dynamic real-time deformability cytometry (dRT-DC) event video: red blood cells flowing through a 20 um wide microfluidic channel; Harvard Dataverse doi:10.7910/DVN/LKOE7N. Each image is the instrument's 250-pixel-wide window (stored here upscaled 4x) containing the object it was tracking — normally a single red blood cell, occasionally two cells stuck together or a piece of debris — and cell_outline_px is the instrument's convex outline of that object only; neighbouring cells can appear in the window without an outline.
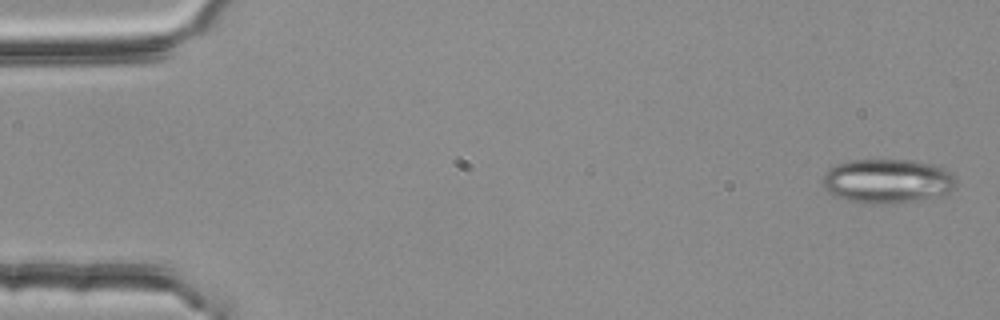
{"species": "common noctule bat (a hibernating species)", "species_latin": "Nyctalus noctula", "temperature_condition": "room temperature", "stored_images_in_passage": 54, "camera_frame_rate_fps": 3000, "um_per_image_px": 0.085, "animal": {"sex": "female", "body_mass_g": 25.1}, "frame": {"image": 1, "passage_image": 2, "time_ms": 0.333, "image_size_px": [1000, 320], "cell_outline_px": [[956, 184], [948, 192], [936, 196], [912, 200], [884, 204], [868, 204], [848, 200], [836, 196], [828, 192], [824, 188], [824, 172], [828, 168], [836, 164], [848, 160], [912, 160], [932, 164], [944, 168], [956, 176]], "centroid_in_image_um": [75.4, 15.37], "position_along_channel_um": 9.6, "area_um2": 34.28}}
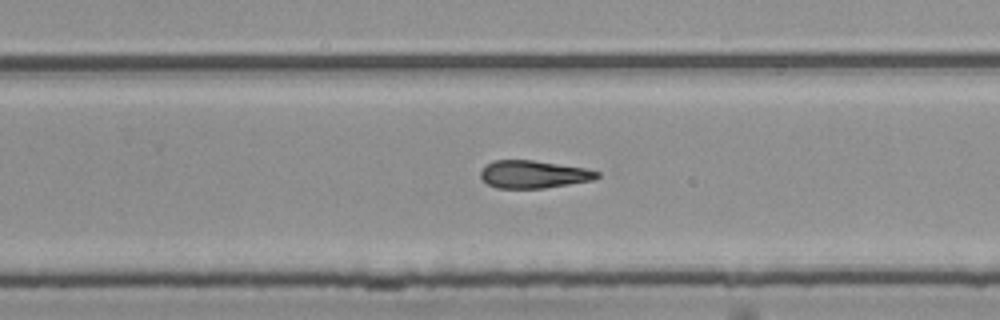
{"frame": {"image": 2, "passage_image": 35, "time_ms": 11.333, "image_size_px": [1000, 320], "cell_outline_px": [[600, 176], [592, 180], [544, 188], [496, 188], [488, 184], [480, 176], [480, 172], [484, 164], [496, 160], [532, 160], [584, 168], [600, 172]], "centroid_in_image_um": [45.31, 14.81], "position_along_channel_um": 284.5, "area_um2": 18.67}}
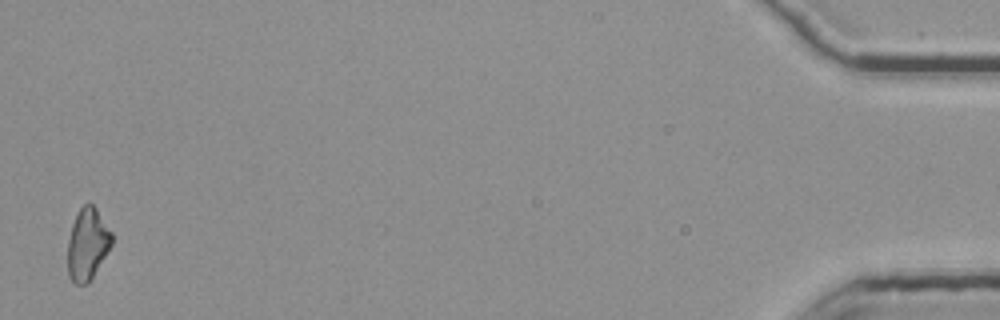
{"frame": {"image": 3, "passage_image": 54, "time_ms": 17.667, "image_size_px": [1000, 320], "cell_outline_px": [[112, 244], [88, 284], [76, 284], [68, 276], [68, 240], [72, 224], [80, 208], [88, 200], [96, 208], [112, 232]], "centroid_in_image_um": [7.43, 20.73], "position_along_channel_um": 427.8, "area_um2": 18.38}}